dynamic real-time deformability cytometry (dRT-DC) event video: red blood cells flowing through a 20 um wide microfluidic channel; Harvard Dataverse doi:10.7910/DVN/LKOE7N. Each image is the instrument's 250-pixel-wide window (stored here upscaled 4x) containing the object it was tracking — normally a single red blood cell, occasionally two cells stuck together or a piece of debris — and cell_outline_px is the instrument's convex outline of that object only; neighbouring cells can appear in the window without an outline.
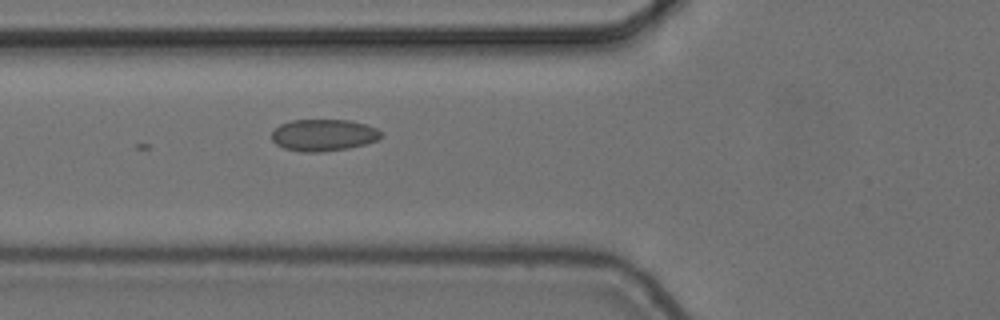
{"species": "common noctule bat (a hibernating species)", "species_latin": "Nyctalus noctula", "temperature_condition": "cold", "stored_images_in_passage": 8, "camera_frame_rate_fps": 3000, "um_per_image_px": 0.085, "animal": {"sex": "female", "body_mass_g": 24.6, "forearm_length_mm": 56.2}, "frame": {"image": 1, "passage_image": 8, "time_ms": 2.333, "image_size_px": [1000, 320], "cell_outline_px": [[384, 136], [380, 140], [348, 148], [324, 152], [300, 152], [284, 148], [276, 144], [272, 140], [272, 132], [280, 124], [292, 120], [348, 120], [364, 124], [376, 128]], "centroid_in_image_um": [27.5, 11.49], "position_along_channel_um": 98.3, "area_um2": 20.35}}